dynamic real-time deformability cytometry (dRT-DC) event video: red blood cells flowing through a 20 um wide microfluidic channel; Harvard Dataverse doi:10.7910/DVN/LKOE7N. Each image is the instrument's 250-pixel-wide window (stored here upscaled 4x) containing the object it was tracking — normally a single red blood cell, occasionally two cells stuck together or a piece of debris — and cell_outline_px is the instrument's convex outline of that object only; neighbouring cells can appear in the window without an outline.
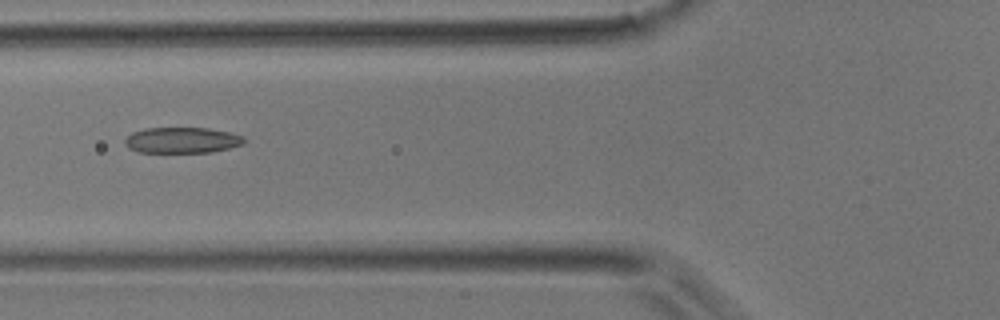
{"species": "common noctule bat (a hibernating species)", "species_latin": "Nyctalus noctula", "temperature_condition": "room temperature", "stored_images_in_passage": 5, "camera_frame_rate_fps": 3000, "um_per_image_px": 0.085, "animal": {"sex": "male", "body_mass_g": 17.9}, "frame": {"image": 1, "passage_image": 5, "time_ms": 1.333, "image_size_px": [1000, 320], "cell_outline_px": [[248, 140], [244, 144], [212, 152], [140, 152], [128, 148], [124, 144], [124, 140], [132, 132], [144, 128], [208, 128], [228, 132], [244, 136]], "centroid_in_image_um": [15.49, 11.91], "position_along_channel_um": 110.3, "area_um2": 18.03}}